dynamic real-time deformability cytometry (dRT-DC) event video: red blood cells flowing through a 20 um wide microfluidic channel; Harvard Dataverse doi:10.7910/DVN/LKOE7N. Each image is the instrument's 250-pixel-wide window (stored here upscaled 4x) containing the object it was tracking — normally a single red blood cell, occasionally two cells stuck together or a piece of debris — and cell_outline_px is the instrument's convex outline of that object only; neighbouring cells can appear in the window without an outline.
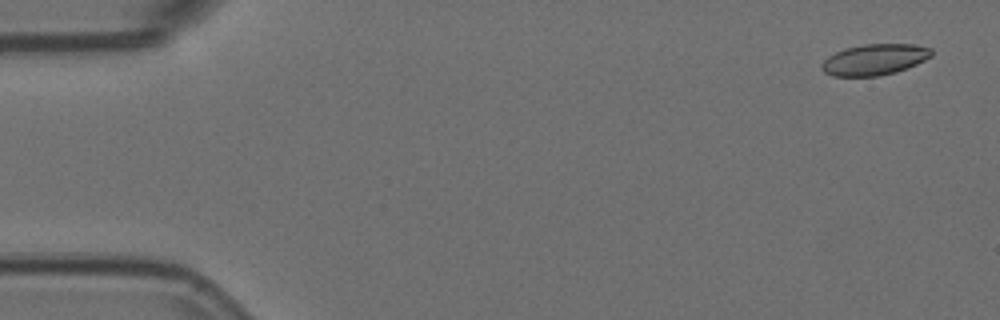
{"species": "Egyptian fruit bat (a non-hibernating species)", "species_latin": "Rousettus aegyptiacus", "temperature_condition": "room temperature", "stored_images_in_passage": 3, "camera_frame_rate_fps": 3000, "um_per_image_px": 0.085, "animal": {"sex": "female"}, "frame": {"image": 1, "passage_image": 1, "time_ms": 0.0, "image_size_px": [1000, 320], "cell_outline_px": [[932, 56], [916, 64], [896, 72], [880, 76], [832, 76], [824, 72], [820, 68], [820, 64], [828, 56], [844, 48], [864, 44], [912, 44], [932, 48]], "centroid_in_image_um": [74.31, 5.06], "position_along_channel_um": 10.7, "area_um2": 19.94}}